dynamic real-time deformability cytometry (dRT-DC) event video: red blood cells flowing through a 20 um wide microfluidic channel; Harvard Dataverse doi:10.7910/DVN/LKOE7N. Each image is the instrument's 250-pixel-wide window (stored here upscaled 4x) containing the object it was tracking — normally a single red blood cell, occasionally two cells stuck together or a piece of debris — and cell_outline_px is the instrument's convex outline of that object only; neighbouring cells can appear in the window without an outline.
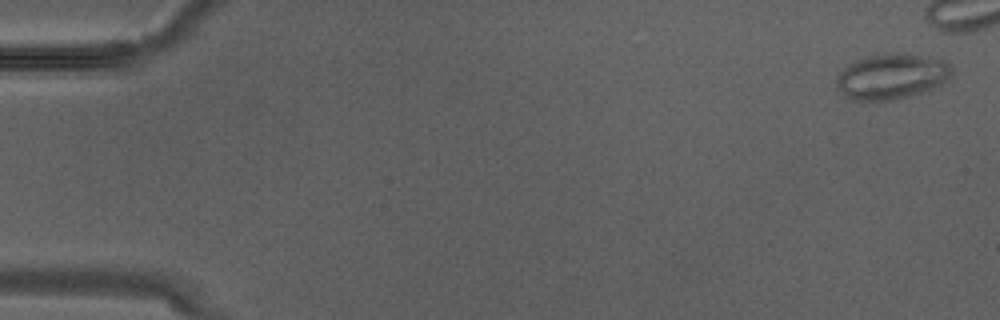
{"species": "Egyptian fruit bat (a non-hibernating species)", "species_latin": "Rousettus aegyptiacus", "temperature_condition": "warm", "stored_images_in_passage": 4, "camera_frame_rate_fps": 3000, "um_per_image_px": 0.085, "animal": {"sex": "male"}, "frame": {"image": 1, "passage_image": 1, "time_ms": 0.0, "image_size_px": [1000, 320], "cell_outline_px": [[952, 72], [940, 84], [928, 92], [892, 100], [852, 100], [844, 96], [836, 88], [836, 76], [848, 64], [856, 60], [868, 56], [884, 52], [904, 52], [944, 60], [952, 68]], "centroid_in_image_um": [75.75, 6.49], "position_along_channel_um": 9.2, "area_um2": 30.92}}